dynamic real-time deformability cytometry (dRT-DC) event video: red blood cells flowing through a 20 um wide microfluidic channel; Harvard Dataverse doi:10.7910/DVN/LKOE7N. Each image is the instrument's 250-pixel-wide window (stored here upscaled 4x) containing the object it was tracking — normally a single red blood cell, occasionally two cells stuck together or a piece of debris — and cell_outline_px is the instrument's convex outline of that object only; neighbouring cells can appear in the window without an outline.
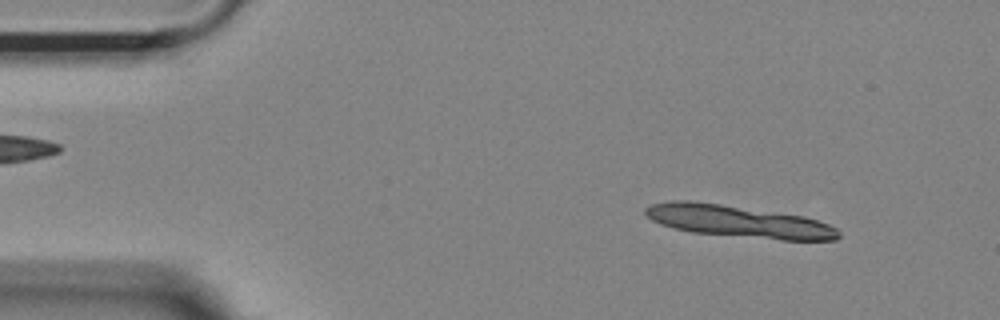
{"species": "Egyptian fruit bat (a non-hibernating species)", "species_latin": "Rousettus aegyptiacus", "temperature_condition": "room temperature", "stored_images_in_passage": 7, "camera_frame_rate_fps": 3000, "um_per_image_px": 0.085, "animal": {"sex": "female"}, "frame": {"image": 1, "passage_image": 1, "time_ms": 0.0, "image_size_px": [1000, 320], "cell_outline_px": [[840, 236], [836, 240], [780, 240], [692, 232], [660, 224], [652, 220], [644, 212], [644, 208], [652, 204], [672, 200], [692, 200], [804, 216], [828, 224], [836, 228], [840, 232]], "centroid_in_image_um": [62.77, 18.82], "position_along_channel_um": 22.2, "area_um2": 35.89}}